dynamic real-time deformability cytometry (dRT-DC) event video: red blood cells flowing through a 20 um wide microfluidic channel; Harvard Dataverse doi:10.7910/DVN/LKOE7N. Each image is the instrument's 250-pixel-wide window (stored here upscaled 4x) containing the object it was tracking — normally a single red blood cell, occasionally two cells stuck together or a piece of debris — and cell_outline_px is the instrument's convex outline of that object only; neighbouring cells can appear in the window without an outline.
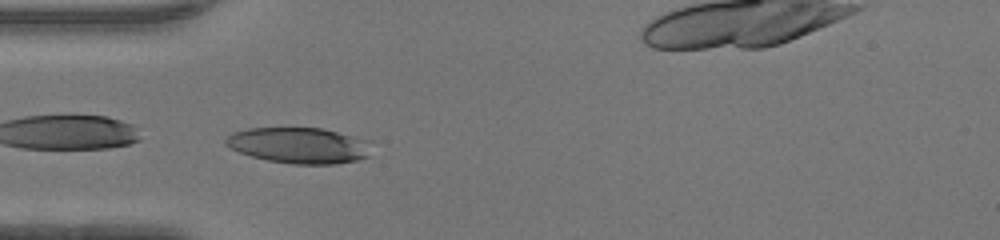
{"species": "human", "species_latin": "Homo sapiens", "temperature_condition": "warm", "stored_images_in_passage": 48, "camera_frame_rate_fps": 3000, "um_per_image_px": 0.085, "donor": {"sex": "female"}, "frame": {"image": 1, "passage_image": 14, "time_ms": 4.333, "image_size_px": [1000, 240], "cell_outline_px": [[372, 140], [368, 156], [356, 160], [336, 164], [292, 164], [268, 160], [252, 156], [240, 152], [224, 144], [224, 140], [232, 132], [248, 128], [324, 128]], "centroid_in_image_um": [25.46, 12.35], "position_along_channel_um": 59.5, "area_um2": 30.69}}
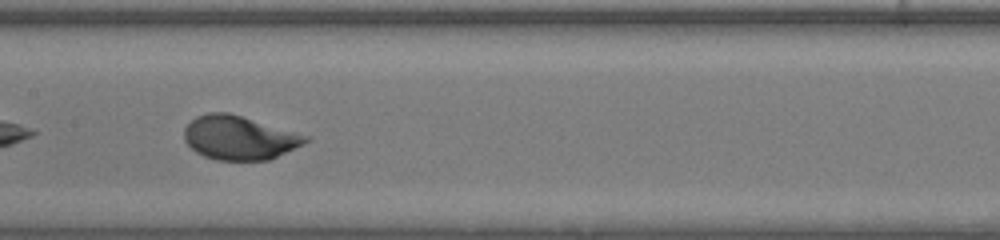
{"frame": {"image": 2, "passage_image": 23, "time_ms": 7.333, "image_size_px": [1000, 240], "cell_outline_px": [[312, 140], [304, 144], [268, 160], [216, 160], [204, 156], [196, 152], [184, 140], [184, 128], [196, 116], [208, 112], [228, 112], [312, 136]], "centroid_in_image_um": [20.37, 11.7], "position_along_channel_um": 187.0, "area_um2": 31.21}}
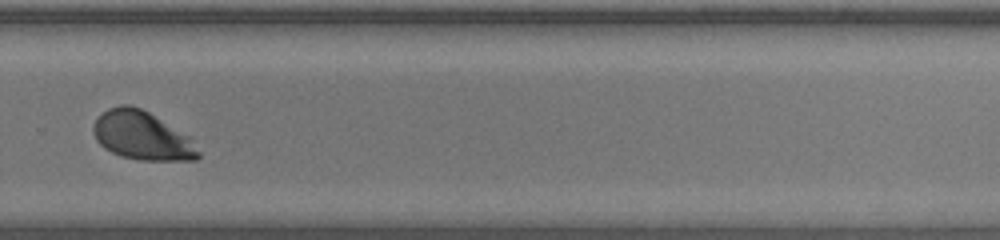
{"frame": {"image": 3, "passage_image": 32, "time_ms": 10.333, "image_size_px": [1000, 240], "cell_outline_px": [[200, 156], [196, 160], [140, 160], [120, 156], [104, 148], [96, 140], [92, 132], [92, 124], [108, 108], [120, 104], [128, 104], [140, 108], [148, 112], [188, 136], [192, 140], [200, 152]], "centroid_in_image_um": [12.05, 11.54], "position_along_channel_um": 317.8, "area_um2": 29.54}, "authors_computed_cell_mechanics": {"area_um2": 31.5588, "velocity_mm_per_s": 4.3389, "shape_relaxation_time_tau1_ms": 2.4384, "shape_relaxation_time_tau2_ms": null, "deformation_change_tau1": 0.1677, "deformation_change_tau2": null}}